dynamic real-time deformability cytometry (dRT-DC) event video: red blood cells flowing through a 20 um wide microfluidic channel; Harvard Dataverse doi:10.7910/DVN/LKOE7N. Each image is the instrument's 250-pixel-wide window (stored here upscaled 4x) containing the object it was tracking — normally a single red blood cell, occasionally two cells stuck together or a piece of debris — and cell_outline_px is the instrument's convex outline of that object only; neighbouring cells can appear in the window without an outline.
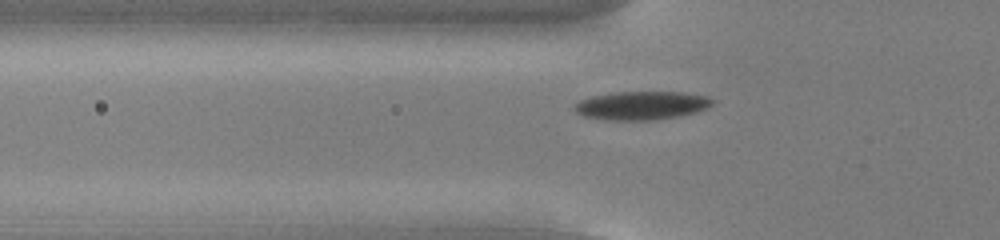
{"species": "common noctule bat (a hibernating species)", "species_latin": "Nyctalus noctula", "temperature_condition": "cold", "stored_images_in_passage": 51, "camera_frame_rate_fps": 3000, "um_per_image_px": 0.085, "animal": {"sex": "male", "body_mass_g": 13.0, "forearm_length_mm": 53.1}, "frame": {"image": 1, "passage_image": 15, "time_ms": 4.667, "image_size_px": [1000, 240], "cell_outline_px": [[716, 100], [712, 104], [696, 112], [676, 116], [652, 120], [604, 120], [584, 116], [576, 112], [576, 104], [580, 100], [592, 96], [616, 92], [684, 92], [708, 96]], "centroid_in_image_um": [54.55, 8.96], "position_along_channel_um": 71.2, "area_um2": 22.72}}
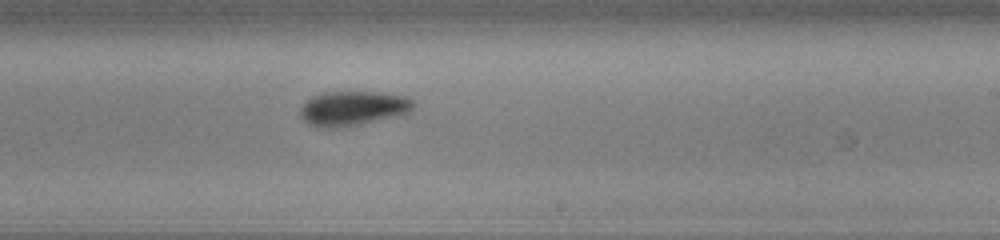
{"frame": {"image": 2, "passage_image": 30, "time_ms": 9.667, "image_size_px": [1000, 240], "cell_outline_px": [[416, 104], [408, 112], [360, 124], [340, 128], [316, 128], [308, 124], [300, 116], [300, 108], [312, 96], [324, 92], [376, 92], [404, 96], [412, 100]], "centroid_in_image_um": [29.93, 9.22], "position_along_channel_um": 259.1, "area_um2": 22.6}}
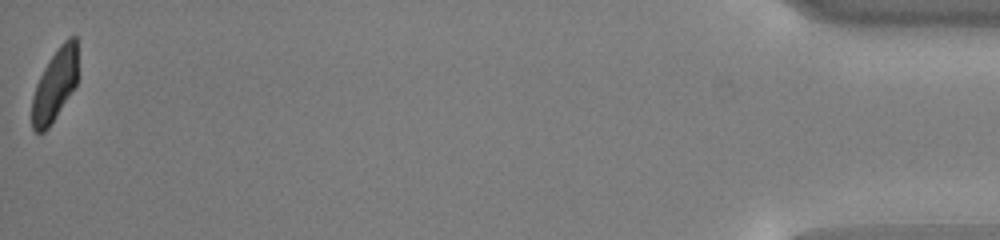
{"frame": {"image": 3, "passage_image": 51, "time_ms": 16.667, "image_size_px": [1000, 240], "cell_outline_px": [[76, 84], [56, 116], [48, 128], [44, 132], [36, 132], [32, 128], [32, 96], [36, 84], [44, 68], [56, 48], [68, 36], [76, 36]], "centroid_in_image_um": [4.63, 7.22], "position_along_channel_um": 430.6, "area_um2": 18.9}, "authors_computed_cell_mechanics": {"area_um2": 21.5594, "velocity_mm_per_s": 3.7693, "shape_relaxation_time_tau1_ms": 2.4489, "shape_relaxation_time_tau2_ms": 1.1234, "deformation_change_tau1": 0.1122, "deformation_change_tau2": 0.0496}}